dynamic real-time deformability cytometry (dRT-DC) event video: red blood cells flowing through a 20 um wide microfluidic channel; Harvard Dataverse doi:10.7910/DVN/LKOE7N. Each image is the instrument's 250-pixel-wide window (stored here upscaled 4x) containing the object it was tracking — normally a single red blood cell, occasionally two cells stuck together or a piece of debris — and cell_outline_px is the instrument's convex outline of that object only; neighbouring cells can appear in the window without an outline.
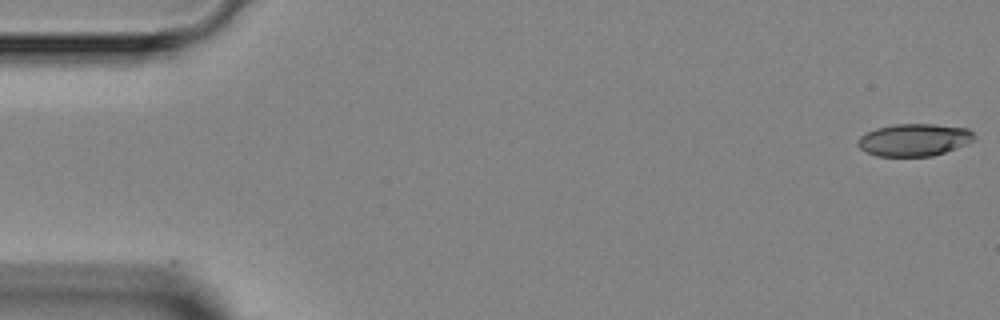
{"species": "Egyptian fruit bat (a non-hibernating species)", "species_latin": "Rousettus aegyptiacus", "temperature_condition": "room temperature", "stored_images_in_passage": 5, "segment_of_instrument_passage": [2, 2], "camera_frame_rate_fps": 3000, "um_per_image_px": 0.085, "animal": {"sex": "female"}, "frame": {"image": 1, "passage_image": 5, "time_ms": 4.667, "image_size_px": [1000, 320], "cell_outline_px": [[976, 140], [968, 144], [932, 156], [876, 156], [860, 148], [856, 144], [856, 140], [860, 136], [876, 128], [896, 124], [936, 124], [968, 128], [976, 136]], "centroid_in_image_um": [77.73, 11.88], "position_along_channel_um": 7.3, "area_um2": 22.08}}